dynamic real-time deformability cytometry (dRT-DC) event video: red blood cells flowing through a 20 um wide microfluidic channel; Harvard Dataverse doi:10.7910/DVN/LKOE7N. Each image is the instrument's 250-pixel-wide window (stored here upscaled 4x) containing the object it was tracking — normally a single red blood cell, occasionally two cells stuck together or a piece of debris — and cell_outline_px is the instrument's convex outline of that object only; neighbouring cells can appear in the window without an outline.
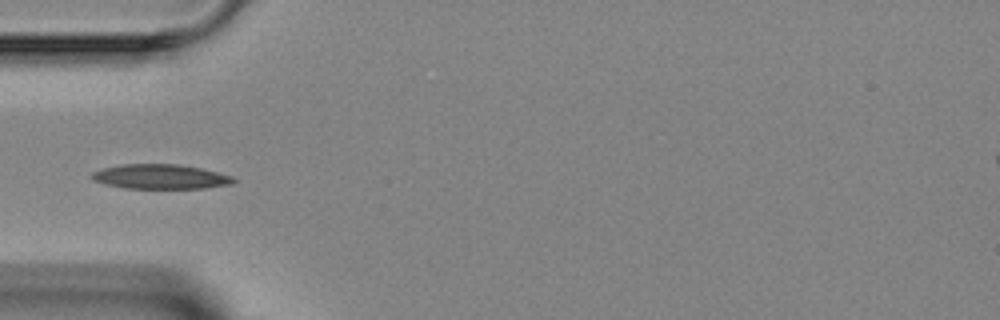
{"species": "Egyptian fruit bat (a non-hibernating species)", "species_latin": "Rousettus aegyptiacus", "temperature_condition": "room temperature", "stored_images_in_passage": 2, "camera_frame_rate_fps": 3000, "um_per_image_px": 0.085, "animal": {"sex": "female"}, "frame": {"image": 1, "passage_image": 1, "time_ms": 0.0, "image_size_px": [1000, 320], "cell_outline_px": [[236, 180], [232, 184], [204, 188], [124, 188], [104, 184], [92, 180], [88, 176], [92, 172], [104, 168], [120, 164], [180, 164], [200, 168], [232, 176]], "centroid_in_image_um": [13.59, 15.01], "position_along_channel_um": 71.4, "area_um2": 20.4}}
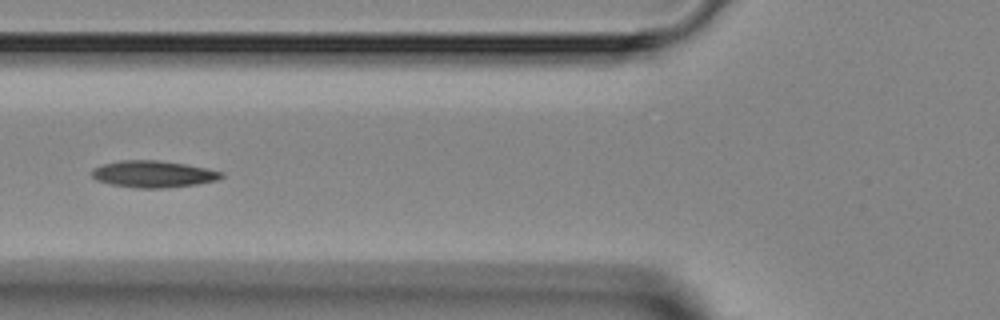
{"frame": {"image": 2, "passage_image": 2, "time_ms": 1.0, "image_size_px": [1000, 320], "cell_outline_px": [[224, 176], [216, 180], [196, 184], [164, 188], [136, 188], [112, 184], [96, 180], [92, 176], [92, 168], [104, 164], [120, 160], [156, 160], [184, 164], [224, 172]], "centroid_in_image_um": [13.01, 14.79], "position_along_channel_um": 112.8, "area_um2": 20.0}}